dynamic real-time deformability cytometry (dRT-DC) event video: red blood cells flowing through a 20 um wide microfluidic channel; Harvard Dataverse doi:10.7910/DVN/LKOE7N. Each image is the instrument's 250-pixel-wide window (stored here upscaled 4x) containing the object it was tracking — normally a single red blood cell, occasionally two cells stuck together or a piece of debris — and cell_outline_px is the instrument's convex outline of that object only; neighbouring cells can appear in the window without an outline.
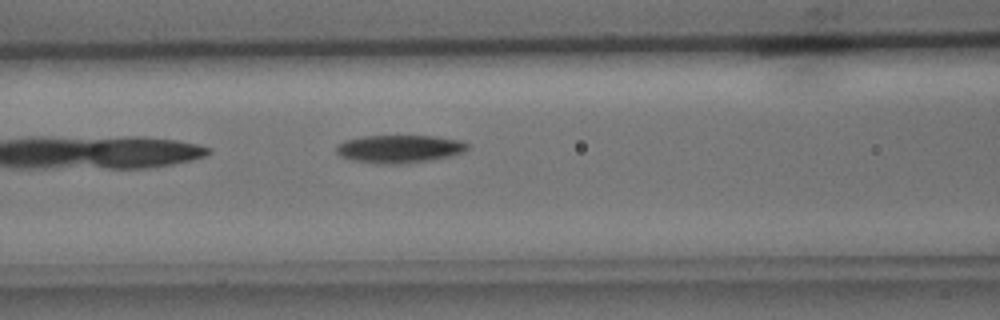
{"species": "common noctule bat (a hibernating species)", "species_latin": "Nyctalus noctula", "temperature_condition": "cold", "stored_images_in_passage": 5, "camera_frame_rate_fps": 3000, "um_per_image_px": 0.085, "animal": {"sex": "male", "body_mass_g": 15.6}, "frame": {"image": 1, "passage_image": 5, "time_ms": 1.333, "image_size_px": [1000, 320], "cell_outline_px": [[468, 148], [464, 152], [452, 156], [432, 160], [408, 164], [376, 164], [352, 160], [340, 156], [336, 152], [336, 144], [344, 140], [360, 136], [432, 136], [460, 140], [468, 144]], "centroid_in_image_um": [33.92, 12.67], "position_along_channel_um": 132.7, "area_um2": 21.73}}